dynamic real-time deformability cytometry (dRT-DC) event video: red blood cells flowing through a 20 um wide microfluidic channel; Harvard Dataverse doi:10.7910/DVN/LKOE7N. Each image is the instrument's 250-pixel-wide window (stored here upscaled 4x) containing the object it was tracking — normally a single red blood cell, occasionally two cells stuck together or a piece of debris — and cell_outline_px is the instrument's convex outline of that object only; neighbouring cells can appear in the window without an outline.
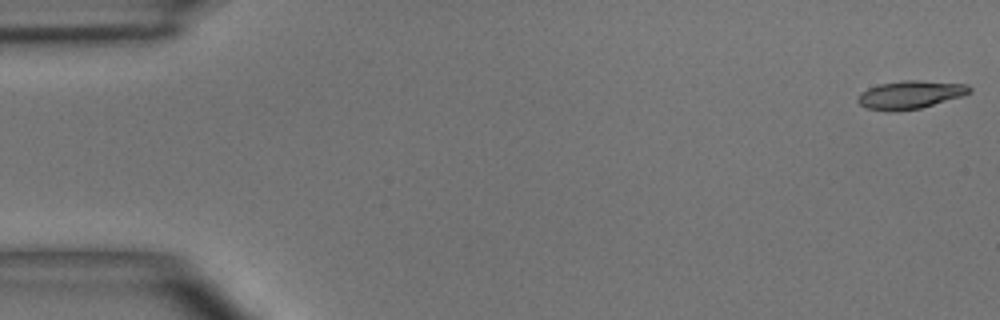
{"species": "common noctule bat (a hibernating species)", "species_latin": "Nyctalus noctula", "temperature_condition": "room temperature", "stored_images_in_passage": 4, "camera_frame_rate_fps": 3000, "um_per_image_px": 0.085, "animal": {"sex": "male", "body_mass_g": 15.6}, "frame": {"image": 1, "passage_image": 1, "time_ms": 0.0, "image_size_px": [1000, 320], "cell_outline_px": [[972, 92], [964, 96], [920, 108], [896, 112], [888, 112], [864, 108], [856, 100], [856, 96], [860, 92], [868, 88], [880, 84], [904, 80], [916, 80], [968, 84], [972, 88]], "centroid_in_image_um": [77.35, 8.06], "position_along_channel_um": 7.6, "area_um2": 18.67}}
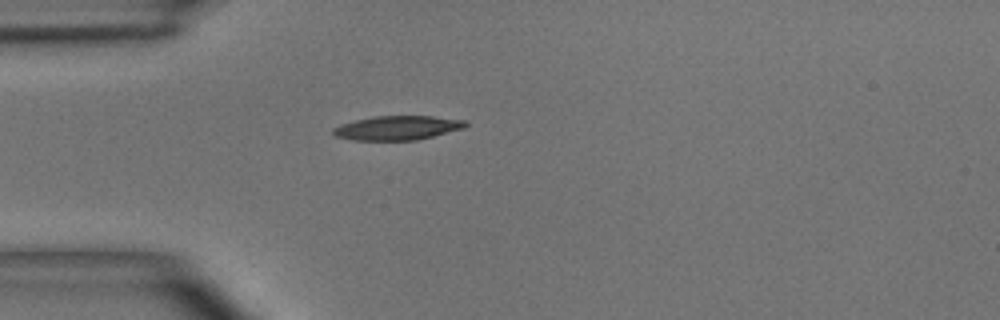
{"frame": {"image": 2, "passage_image": 4, "time_ms": 4.333, "image_size_px": [1000, 320], "cell_outline_px": [[468, 124], [464, 128], [416, 140], [352, 140], [336, 136], [332, 132], [332, 128], [340, 124], [372, 116], [432, 116], [468, 120]], "centroid_in_image_um": [33.78, 10.86], "position_along_channel_um": 51.2, "area_um2": 18.67}}